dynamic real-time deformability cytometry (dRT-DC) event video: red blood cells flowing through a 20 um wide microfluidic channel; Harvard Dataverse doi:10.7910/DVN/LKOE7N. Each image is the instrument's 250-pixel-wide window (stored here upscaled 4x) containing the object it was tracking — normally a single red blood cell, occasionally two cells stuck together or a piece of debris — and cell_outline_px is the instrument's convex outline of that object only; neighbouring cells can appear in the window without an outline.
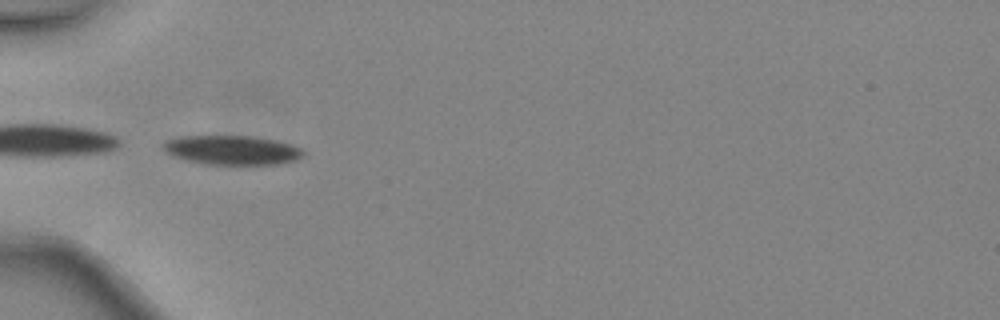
{"species": "common noctule bat (a hibernating species)", "species_latin": "Nyctalus noctula", "temperature_condition": "warm", "stored_images_in_passage": 6, "camera_frame_rate_fps": 3000, "um_per_image_px": 0.085, "animal": {"sex": "female", "body_mass_g": 24.6, "forearm_length_mm": 56.2}, "frame": {"image": 1, "passage_image": 5, "time_ms": 1.333, "image_size_px": [1000, 320], "cell_outline_px": [[304, 156], [296, 160], [276, 164], [204, 164], [172, 156], [160, 144], [168, 140], [180, 136], [252, 136], [292, 144], [304, 148]], "centroid_in_image_um": [19.75, 12.75], "position_along_channel_um": 65.2, "area_um2": 23.81}}
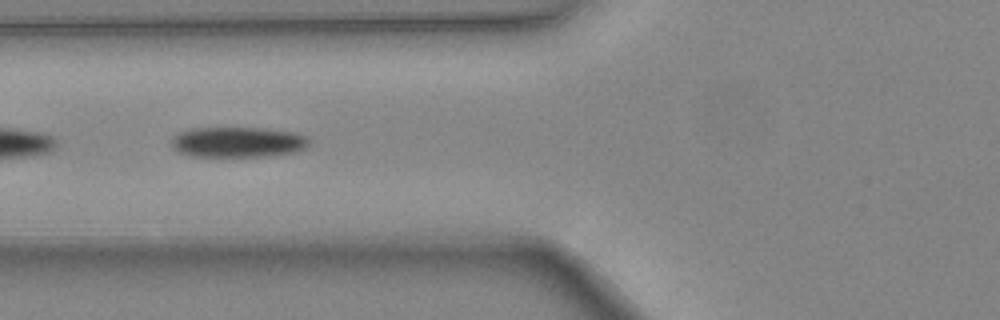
{"frame": {"image": 2, "passage_image": 6, "time_ms": 1.667, "image_size_px": [1000, 320], "cell_outline_px": [[312, 140], [308, 148], [292, 152], [272, 156], [192, 156], [180, 152], [172, 148], [172, 136], [180, 132], [192, 128], [268, 128], [296, 132], [308, 136]], "centroid_in_image_um": [20.29, 12.07], "position_along_channel_um": 105.5, "area_um2": 24.74}}